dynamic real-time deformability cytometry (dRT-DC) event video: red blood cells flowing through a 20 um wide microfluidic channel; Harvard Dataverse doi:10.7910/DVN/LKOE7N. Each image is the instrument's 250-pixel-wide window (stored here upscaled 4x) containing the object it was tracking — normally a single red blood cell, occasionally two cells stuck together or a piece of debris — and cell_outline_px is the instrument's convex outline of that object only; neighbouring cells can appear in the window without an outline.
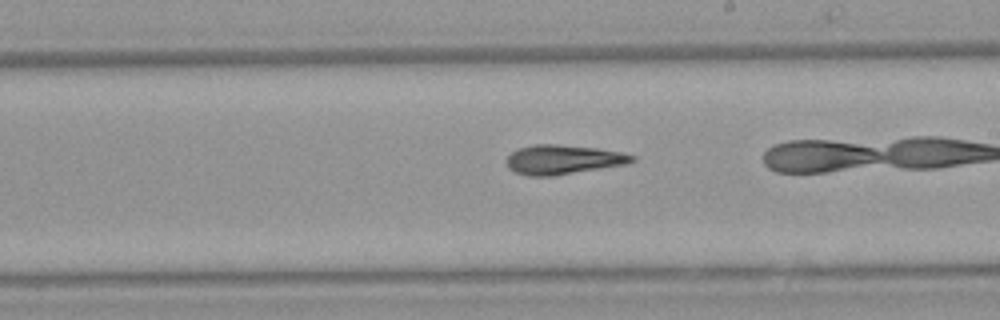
{"species": "Egyptian fruit bat (a non-hibernating species)", "species_latin": "Rousettus aegyptiacus", "temperature_condition": "warm", "stored_images_in_passage": 24, "camera_frame_rate_fps": 3000, "um_per_image_px": 0.085, "animal": {"sex": "female"}, "frame": {"image": 1, "passage_image": 14, "time_ms": 4.333, "image_size_px": [1000, 320], "cell_outline_px": [[636, 160], [628, 164], [552, 176], [528, 176], [516, 172], [508, 168], [508, 156], [512, 152], [520, 148], [532, 144], [556, 144], [596, 148], [624, 152], [636, 156]], "centroid_in_image_um": [47.91, 13.56], "position_along_channel_um": 241.1, "area_um2": 21.5}}
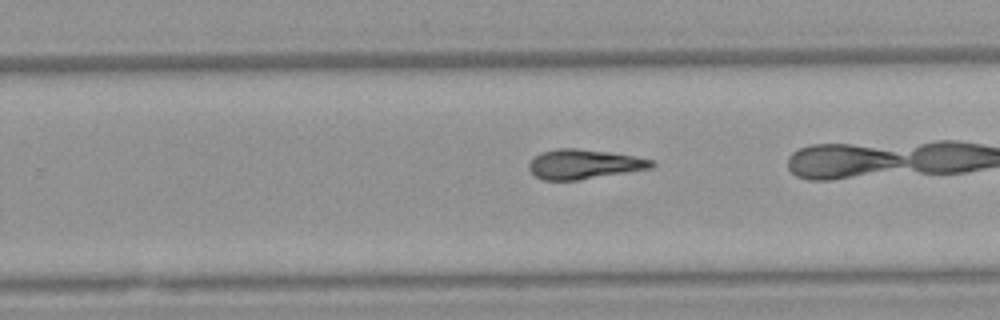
{"frame": {"image": 2, "passage_image": 17, "time_ms": 5.333, "image_size_px": [1000, 320], "cell_outline_px": [[656, 164], [652, 168], [576, 180], [544, 180], [536, 176], [528, 168], [528, 164], [540, 152], [556, 148], [576, 148], [608, 152], [636, 156], [656, 160]], "centroid_in_image_um": [49.66, 13.94], "position_along_channel_um": 280.1, "area_um2": 21.1}}